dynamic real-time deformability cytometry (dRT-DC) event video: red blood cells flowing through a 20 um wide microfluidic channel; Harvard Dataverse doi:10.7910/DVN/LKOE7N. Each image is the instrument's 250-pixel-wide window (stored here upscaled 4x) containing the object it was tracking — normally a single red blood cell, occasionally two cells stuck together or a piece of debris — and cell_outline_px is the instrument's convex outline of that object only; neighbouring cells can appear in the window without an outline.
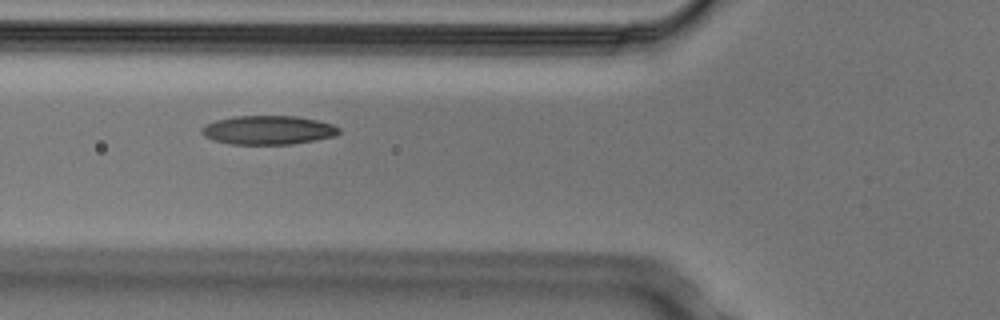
{"species": "Egyptian fruit bat (a non-hibernating species)", "species_latin": "Rousettus aegyptiacus", "temperature_condition": "cold", "stored_images_in_passage": 7, "camera_frame_rate_fps": 3000, "um_per_image_px": 0.085, "animal": {"sex": "male"}, "frame": {"image": 1, "passage_image": 6, "time_ms": 1.667, "image_size_px": [1000, 320], "cell_outline_px": [[340, 132], [336, 136], [316, 140], [292, 144], [232, 144], [216, 140], [204, 136], [200, 132], [200, 128], [204, 124], [216, 120], [236, 116], [296, 116], [316, 120], [332, 124], [340, 128]], "centroid_in_image_um": [22.79, 11.05], "position_along_channel_um": 103.0, "area_um2": 23.12}}
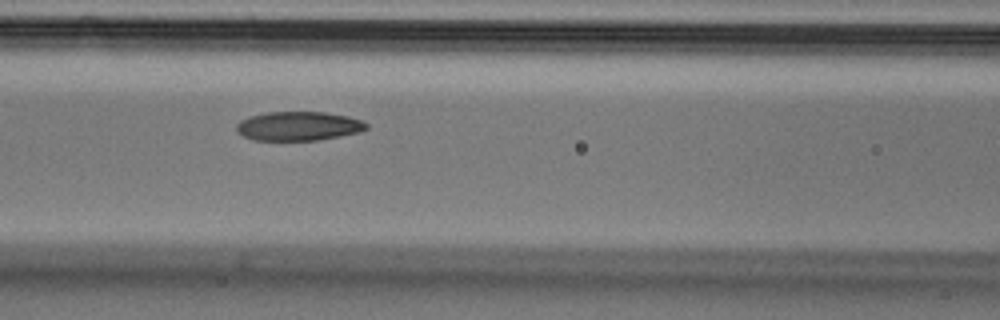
{"frame": {"image": 2, "passage_image": 7, "time_ms": 2.0, "image_size_px": [1000, 320], "cell_outline_px": [[368, 128], [360, 132], [340, 136], [316, 140], [252, 140], [244, 136], [236, 128], [236, 124], [240, 120], [264, 112], [324, 112], [348, 116], [364, 120], [368, 124]], "centroid_in_image_um": [25.41, 10.71], "position_along_channel_um": 141.2, "area_um2": 22.02}}